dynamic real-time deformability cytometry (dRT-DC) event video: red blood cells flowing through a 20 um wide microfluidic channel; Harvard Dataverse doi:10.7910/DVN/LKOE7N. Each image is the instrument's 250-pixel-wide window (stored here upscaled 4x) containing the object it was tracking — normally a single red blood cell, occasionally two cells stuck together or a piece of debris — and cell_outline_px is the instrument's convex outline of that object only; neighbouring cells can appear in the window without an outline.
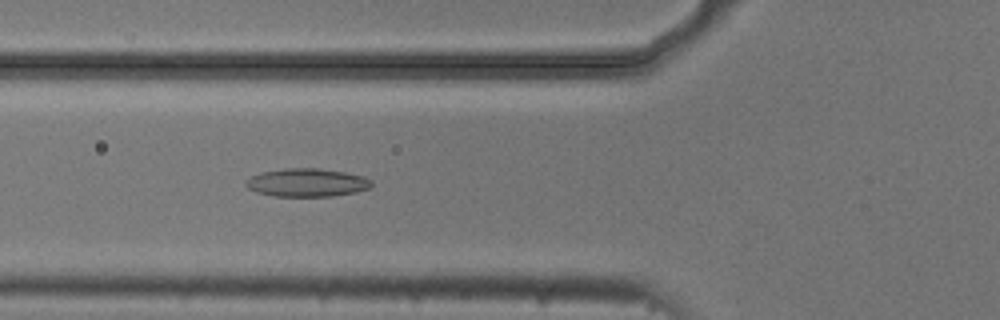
{"species": "common noctule bat (a hibernating species)", "species_latin": "Nyctalus noctula", "temperature_condition": "cold", "stored_images_in_passage": 54, "camera_frame_rate_fps": 3000, "um_per_image_px": 0.085, "animal": {"sex": "male", "body_mass_g": 20.5, "forearm_length_mm": 52.5}, "frame": {"image": 1, "passage_image": 20, "time_ms": 6.333, "image_size_px": [1000, 320], "cell_outline_px": [[372, 184], [368, 188], [356, 192], [332, 196], [272, 196], [256, 192], [248, 188], [244, 184], [244, 180], [260, 172], [284, 168], [320, 168], [344, 172], [364, 176], [372, 180]], "centroid_in_image_um": [26.06, 15.51], "position_along_channel_um": 99.7, "area_um2": 20.81}}
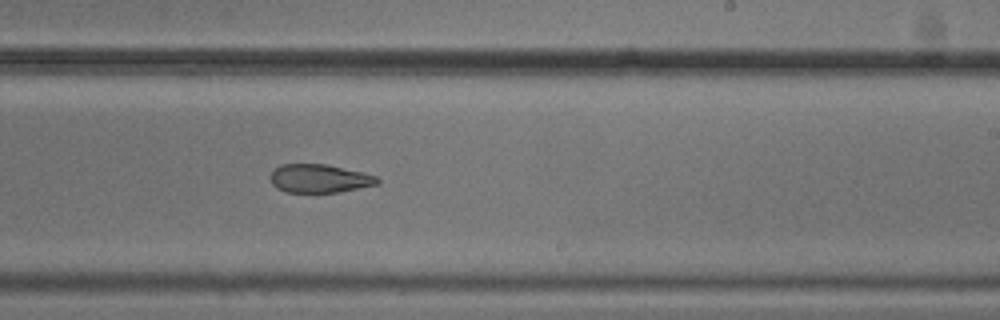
{"frame": {"image": 2, "passage_image": 33, "time_ms": 10.667, "image_size_px": [1000, 320], "cell_outline_px": [[380, 184], [340, 192], [284, 192], [276, 188], [272, 184], [272, 172], [280, 164], [324, 164], [360, 172], [376, 176], [380, 180]], "centroid_in_image_um": [27.16, 15.18], "position_along_channel_um": 261.8, "area_um2": 17.57}}
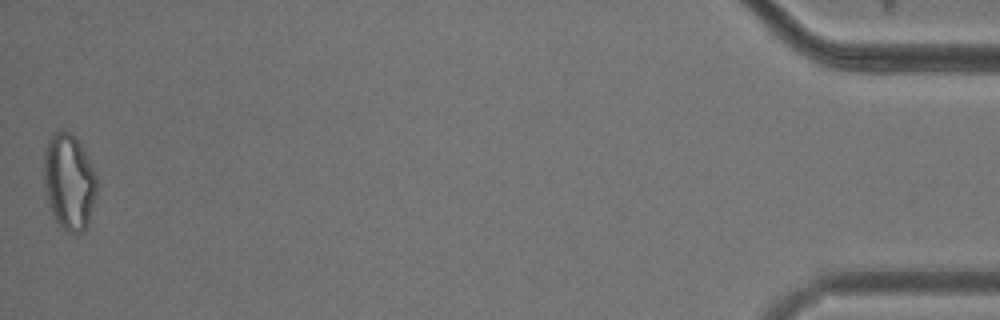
{"frame": {"image": 3, "passage_image": 54, "time_ms": 17.667, "image_size_px": [1000, 320], "cell_outline_px": [[96, 192], [88, 224], [84, 232], [68, 232], [56, 220], [48, 204], [44, 188], [44, 156], [48, 140], [52, 132], [68, 132], [76, 136], [96, 172]], "centroid_in_image_um": [5.87, 15.44], "position_along_channel_um": 429.3, "area_um2": 29.48}, "authors_computed_cell_mechanics": {"area_um2": 21.5883, "velocity_mm_per_s": 3.7371, "shape_relaxation_time_tau1_ms": null, "shape_relaxation_time_tau2_ms": 4.1839, "deformation_change_tau1": null, "deformation_change_tau2": 0.1112}}